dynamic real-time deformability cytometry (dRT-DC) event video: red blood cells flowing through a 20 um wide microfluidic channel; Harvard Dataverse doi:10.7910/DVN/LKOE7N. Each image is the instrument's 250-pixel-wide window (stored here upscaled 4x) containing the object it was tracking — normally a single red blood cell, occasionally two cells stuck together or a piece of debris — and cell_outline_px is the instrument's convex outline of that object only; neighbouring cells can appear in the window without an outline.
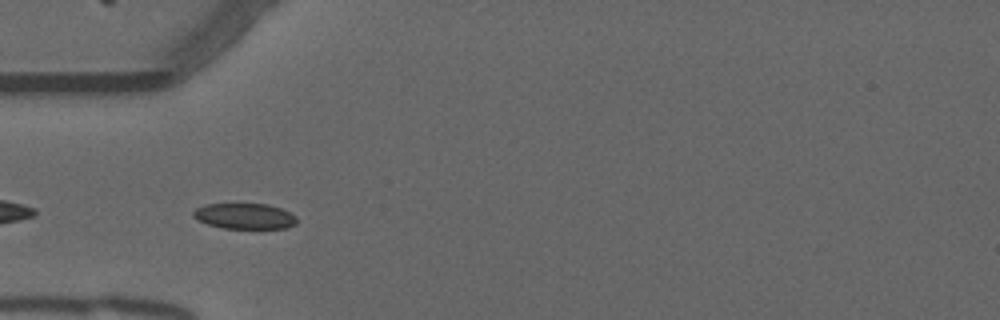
{"species": "common noctule bat (a hibernating species)", "species_latin": "Nyctalus noctula", "temperature_condition": "warm", "stored_images_in_passage": 30, "camera_frame_rate_fps": 3000, "um_per_image_px": 0.085, "animal": {"sex": "male", "forearm_length_mm": 52.5}, "frame": {"image": 1, "passage_image": 3, "time_ms": 0.667, "image_size_px": [1000, 320], "cell_outline_px": [[296, 224], [288, 228], [224, 228], [208, 224], [192, 216], [192, 212], [196, 208], [204, 204], [268, 204], [280, 208], [296, 216]], "centroid_in_image_um": [20.79, 18.37], "position_along_channel_um": 64.2, "area_um2": 15.37}}
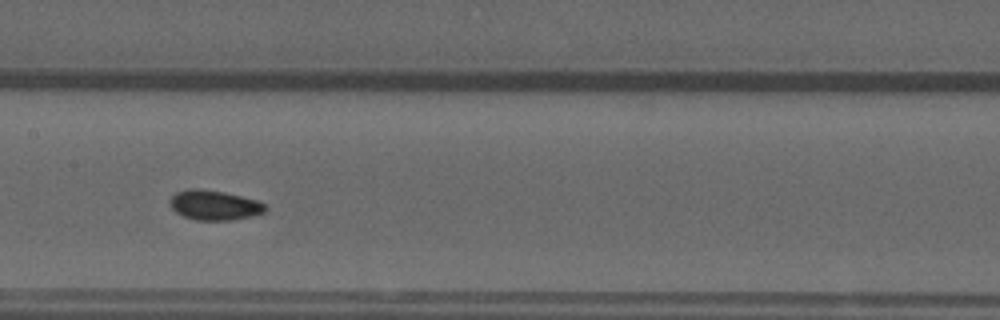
{"frame": {"image": 2, "passage_image": 13, "time_ms": 4.0, "image_size_px": [1000, 320], "cell_outline_px": [[268, 208], [264, 212], [252, 216], [232, 220], [196, 220], [184, 216], [176, 212], [172, 208], [168, 200], [176, 192], [188, 188], [200, 188], [224, 192], [256, 200], [264, 204]], "centroid_in_image_um": [18.2, 17.43], "position_along_channel_um": 189.2, "area_um2": 16.59}}
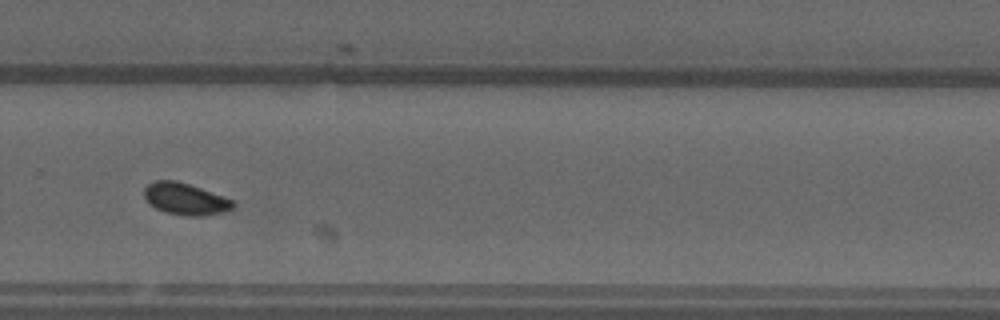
{"frame": {"image": 3, "passage_image": 23, "time_ms": 7.333, "image_size_px": [1000, 320], "cell_outline_px": [[236, 204], [232, 208], [224, 212], [200, 216], [188, 216], [164, 212], [148, 204], [144, 196], [144, 188], [148, 184], [156, 180], [176, 180], [224, 196], [232, 200]], "centroid_in_image_um": [15.73, 16.91], "position_along_channel_um": 314.1, "area_um2": 16.47}, "authors_computed_cell_mechanics": {"area_um2": 16.0973, "velocity_mm_per_s": 3.7643, "shape_relaxation_time_tau1_ms": 7.0041, "shape_relaxation_time_tau2_ms": 1.2118, "deformation_change_tau1": 0.0844, "deformation_change_tau2": 0.0466}}